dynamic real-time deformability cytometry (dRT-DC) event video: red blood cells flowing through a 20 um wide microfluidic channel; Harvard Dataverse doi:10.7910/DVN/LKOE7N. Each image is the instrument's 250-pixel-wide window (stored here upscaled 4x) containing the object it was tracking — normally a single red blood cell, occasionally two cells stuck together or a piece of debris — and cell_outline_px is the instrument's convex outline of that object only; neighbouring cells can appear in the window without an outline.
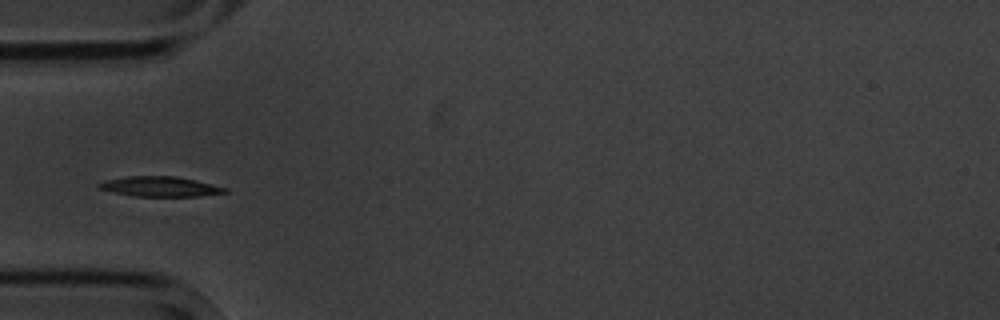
{"species": "common noctule bat (a hibernating species)", "species_latin": "Nyctalus noctula", "temperature_condition": "cold", "stored_images_in_passage": 8, "camera_frame_rate_fps": 3000, "um_per_image_px": 0.085, "animal": {"sex": "male", "body_mass_g": 20.1, "forearm_length_mm": 53.5}, "frame": {"image": 1, "passage_image": 3, "time_ms": 2.333, "image_size_px": [1000, 320], "cell_outline_px": [[228, 192], [200, 196], [132, 196], [96, 188], [96, 184], [104, 180], [124, 176], [176, 176], [228, 188]], "centroid_in_image_um": [13.54, 15.85], "position_along_channel_um": 71.5, "area_um2": 14.74}}
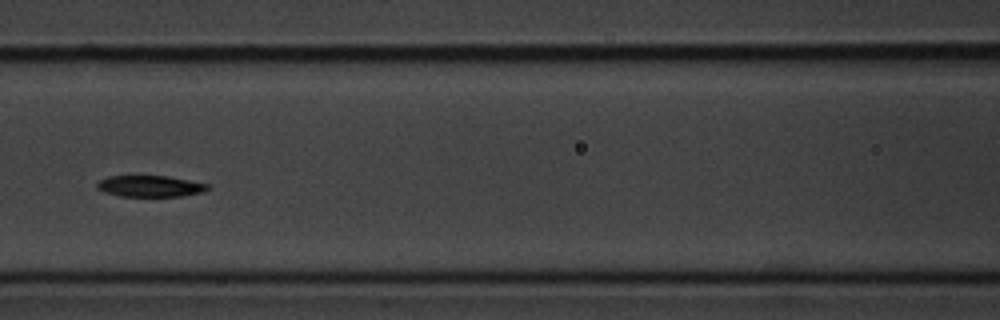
{"frame": {"image": 2, "passage_image": 5, "time_ms": 4.667, "image_size_px": [1000, 320], "cell_outline_px": [[208, 188], [204, 192], [184, 196], [120, 196], [104, 192], [96, 188], [96, 184], [100, 180], [108, 176], [168, 176], [208, 184]], "centroid_in_image_um": [12.74, 15.83], "position_along_channel_um": 153.9, "area_um2": 13.7}}
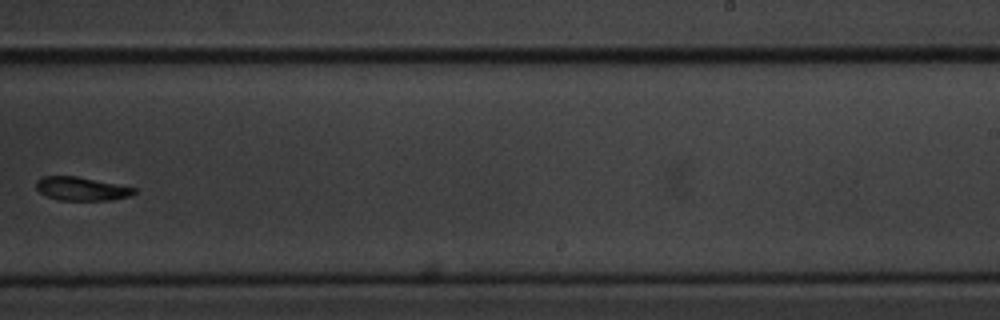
{"frame": {"image": 3, "passage_image": 8, "time_ms": 8.333, "image_size_px": [1000, 320], "cell_outline_px": [[136, 192], [128, 196], [112, 200], [56, 200], [40, 192], [36, 188], [36, 180], [44, 176], [76, 176], [136, 188]], "centroid_in_image_um": [6.9, 16.05], "position_along_channel_um": 282.1, "area_um2": 13.29}}